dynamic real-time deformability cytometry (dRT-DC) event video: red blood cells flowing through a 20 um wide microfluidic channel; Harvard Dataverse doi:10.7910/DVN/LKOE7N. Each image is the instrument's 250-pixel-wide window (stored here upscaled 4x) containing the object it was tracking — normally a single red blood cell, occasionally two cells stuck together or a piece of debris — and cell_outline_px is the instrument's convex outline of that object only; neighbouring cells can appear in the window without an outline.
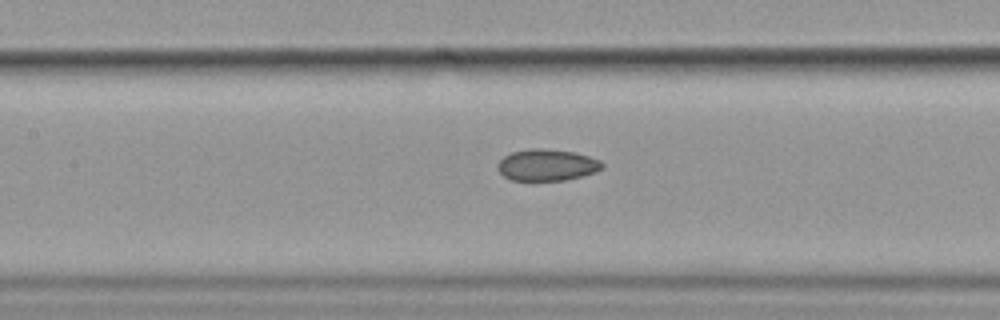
{"species": "common noctule bat (a hibernating species)", "species_latin": "Nyctalus noctula", "temperature_condition": "cold", "stored_images_in_passage": 5, "camera_frame_rate_fps": 3000, "um_per_image_px": 0.085, "animal": {"sex": "female", "body_mass_g": 19.9}, "frame": {"image": 1, "passage_image": 5, "time_ms": 5.667, "image_size_px": [1000, 320], "cell_outline_px": [[604, 168], [596, 172], [584, 176], [564, 180], [512, 180], [504, 176], [496, 168], [496, 164], [504, 156], [512, 152], [528, 148], [544, 148], [576, 152], [600, 160], [604, 164]], "centroid_in_image_um": [46.51, 14.01], "position_along_channel_um": 160.9, "area_um2": 19.48}}